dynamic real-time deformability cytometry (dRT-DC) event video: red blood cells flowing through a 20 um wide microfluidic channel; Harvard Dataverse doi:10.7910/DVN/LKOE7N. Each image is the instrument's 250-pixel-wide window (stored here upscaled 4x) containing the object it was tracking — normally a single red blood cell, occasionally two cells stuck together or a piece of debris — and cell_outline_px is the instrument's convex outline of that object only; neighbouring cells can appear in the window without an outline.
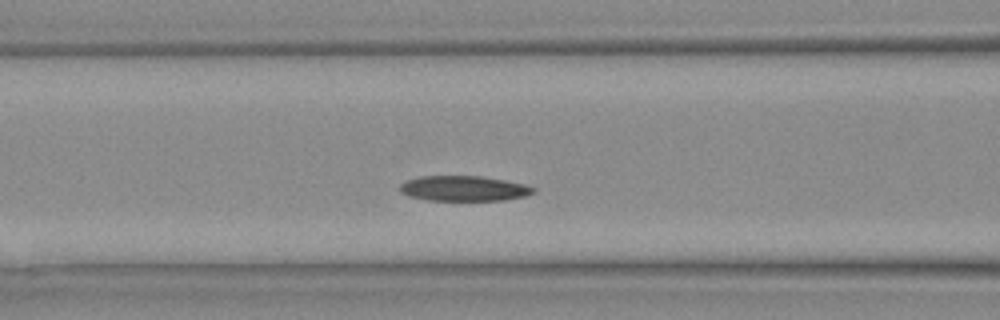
{"species": "Egyptian fruit bat (a non-hibernating species)", "species_latin": "Rousettus aegyptiacus", "temperature_condition": "warm", "stored_images_in_passage": 26, "camera_frame_rate_fps": 3000, "um_per_image_px": 0.085, "animal": {"sex": "female"}, "frame": {"image": 1, "passage_image": 8, "time_ms": 2.333, "image_size_px": [1000, 320], "cell_outline_px": [[536, 192], [524, 196], [504, 200], [428, 200], [408, 196], [400, 192], [400, 184], [408, 180], [420, 176], [480, 176], [504, 180], [524, 184], [536, 188]], "centroid_in_image_um": [39.42, 16.02], "position_along_channel_um": 127.2, "area_um2": 19.54}}
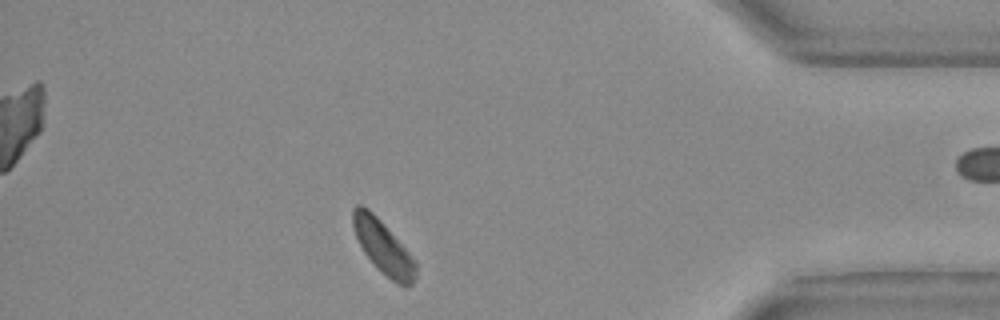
{"frame": {"image": 2, "passage_image": 22, "time_ms": 7.0, "image_size_px": [1000, 320], "cell_outline_px": [[416, 276], [412, 284], [396, 284], [364, 252], [352, 228], [352, 208], [356, 204], [360, 204], [368, 208], [380, 220], [408, 252], [416, 264]], "centroid_in_image_um": [32.53, 20.94], "position_along_channel_um": 402.7, "area_um2": 18.73}}